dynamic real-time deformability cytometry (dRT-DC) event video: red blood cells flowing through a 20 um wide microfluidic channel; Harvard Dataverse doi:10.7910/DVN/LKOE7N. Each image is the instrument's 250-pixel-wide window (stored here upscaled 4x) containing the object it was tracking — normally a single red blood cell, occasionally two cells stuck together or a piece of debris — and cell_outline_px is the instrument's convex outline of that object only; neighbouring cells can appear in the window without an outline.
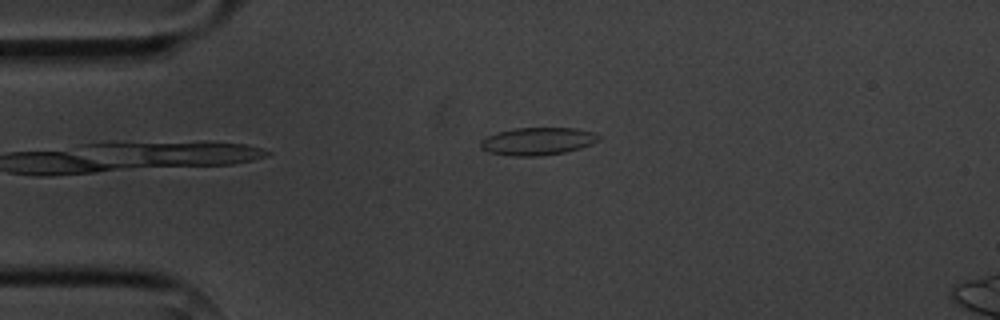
{"species": "common noctule bat (a hibernating species)", "species_latin": "Nyctalus noctula", "temperature_condition": "cold", "stored_images_in_passage": 3, "camera_frame_rate_fps": 3000, "um_per_image_px": 0.085, "animal": {"sex": "male", "body_mass_g": 20.1, "forearm_length_mm": 53.5}, "frame": {"image": 1, "passage_image": 1, "time_ms": 0.0, "image_size_px": [1000, 320], "cell_outline_px": [[600, 140], [592, 144], [580, 148], [564, 152], [540, 156], [512, 156], [488, 152], [480, 148], [480, 140], [496, 132], [516, 128], [576, 128], [592, 132], [600, 136]], "centroid_in_image_um": [45.68, 12.01], "position_along_channel_um": 39.3, "area_um2": 19.07}}